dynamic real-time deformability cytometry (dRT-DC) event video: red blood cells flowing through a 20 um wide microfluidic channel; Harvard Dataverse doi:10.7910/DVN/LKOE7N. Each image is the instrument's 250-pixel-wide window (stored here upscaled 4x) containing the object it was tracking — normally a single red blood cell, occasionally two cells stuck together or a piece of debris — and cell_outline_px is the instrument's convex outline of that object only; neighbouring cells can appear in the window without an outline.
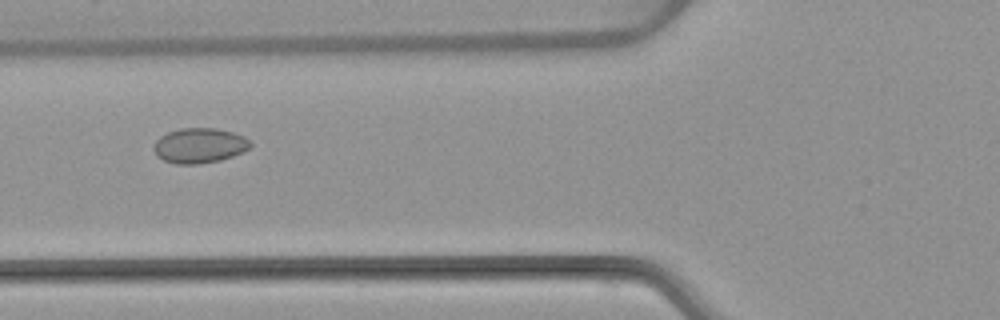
{"species": "common noctule bat (a hibernating species)", "species_latin": "Nyctalus noctula", "temperature_condition": "warm", "stored_images_in_passage": 3, "camera_frame_rate_fps": 3000, "um_per_image_px": 0.085, "animal": {"sex": "female", "body_mass_g": 22.7, "forearm_length_mm": 54.2}, "frame": {"image": 1, "passage_image": 2, "time_ms": 1.0, "image_size_px": [1000, 320], "cell_outline_px": [[252, 148], [244, 152], [220, 160], [196, 164], [176, 164], [164, 160], [156, 156], [152, 148], [156, 140], [160, 136], [168, 132], [180, 128], [216, 128], [232, 132], [244, 136], [252, 144]], "centroid_in_image_um": [16.95, 12.37], "position_along_channel_um": 108.8, "area_um2": 19.88}}
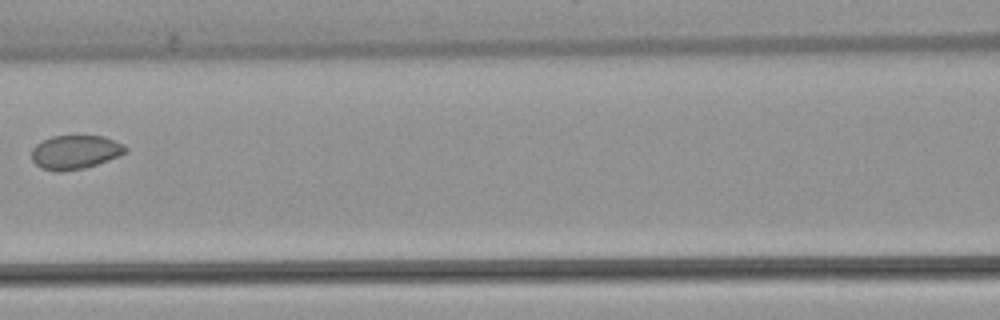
{"frame": {"image": 2, "passage_image": 3, "time_ms": 2.333, "image_size_px": [1000, 320], "cell_outline_px": [[128, 152], [120, 156], [84, 168], [60, 172], [56, 172], [40, 168], [32, 160], [32, 148], [36, 144], [52, 136], [104, 136], [124, 144], [128, 148]], "centroid_in_image_um": [6.41, 12.93], "position_along_channel_um": 160.2, "area_um2": 18.67}}